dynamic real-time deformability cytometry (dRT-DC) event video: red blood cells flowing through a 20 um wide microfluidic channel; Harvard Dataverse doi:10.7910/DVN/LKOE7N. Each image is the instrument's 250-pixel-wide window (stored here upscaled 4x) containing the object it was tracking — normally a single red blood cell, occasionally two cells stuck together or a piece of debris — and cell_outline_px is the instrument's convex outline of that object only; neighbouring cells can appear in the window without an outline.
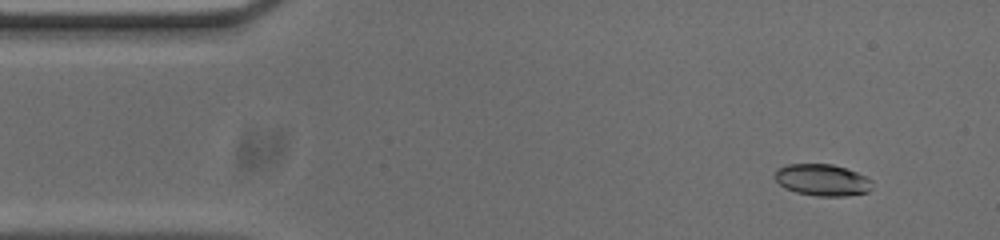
{"species": "common noctule bat (a hibernating species)", "species_latin": "Nyctalus noctula", "temperature_condition": "cold", "stored_images_in_passage": 50, "camera_frame_rate_fps": 3000, "um_per_image_px": 0.085, "animal": {"sex": "male", "body_mass_g": 20.0, "forearm_length_mm": 53.3}, "frame": {"image": 1, "passage_image": 1, "time_ms": 0.0, "image_size_px": [1000, 240], "cell_outline_px": [[872, 188], [868, 192], [844, 196], [816, 196], [796, 192], [784, 188], [772, 176], [776, 168], [788, 164], [832, 164], [856, 172], [872, 180]], "centroid_in_image_um": [69.85, 15.3], "position_along_channel_um": 15.1, "area_um2": 18.09}}
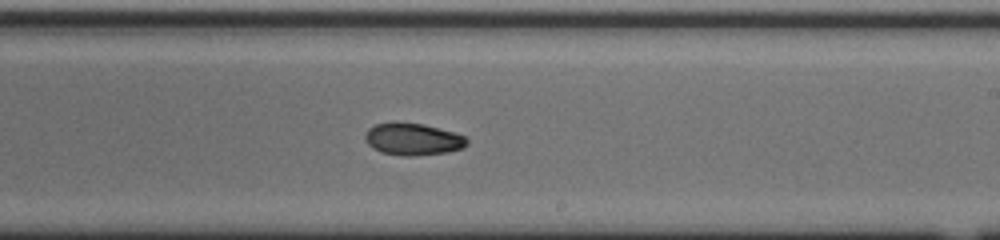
{"frame": {"image": 2, "passage_image": 27, "time_ms": 8.667, "image_size_px": [1000, 240], "cell_outline_px": [[468, 144], [460, 148], [448, 152], [412, 156], [404, 156], [380, 152], [372, 148], [364, 140], [364, 136], [368, 128], [376, 124], [392, 120], [396, 120], [424, 124], [452, 132], [464, 136], [468, 140]], "centroid_in_image_um": [35.02, 11.8], "position_along_channel_um": 254.0, "area_um2": 19.36}}
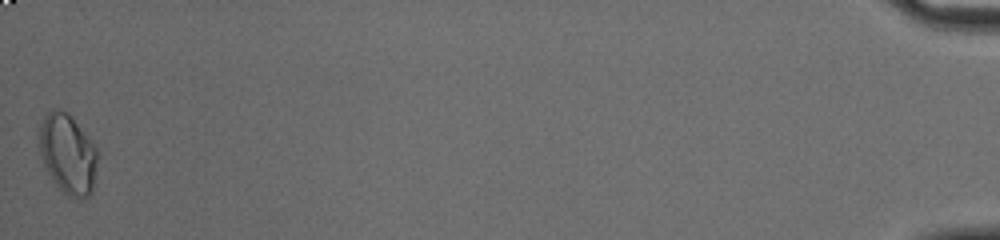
{"frame": {"image": 3, "passage_image": 50, "time_ms": 16.333, "image_size_px": [1000, 240], "cell_outline_px": [[96, 164], [92, 192], [88, 196], [80, 200], [68, 196], [56, 184], [44, 168], [36, 136], [44, 116], [52, 108], [56, 108], [68, 112], [72, 116], [96, 148]], "centroid_in_image_um": [5.71, 13.06], "position_along_channel_um": 429.5, "area_um2": 27.28}, "authors_computed_cell_mechanics": {"area_um2": 19.4497, "velocity_mm_per_s": 3.7116, "shape_relaxation_time_tau1_ms": null, "shape_relaxation_time_tau2_ms": 6.0521, "deformation_change_tau1": null, "deformation_change_tau2": 0.0883}}